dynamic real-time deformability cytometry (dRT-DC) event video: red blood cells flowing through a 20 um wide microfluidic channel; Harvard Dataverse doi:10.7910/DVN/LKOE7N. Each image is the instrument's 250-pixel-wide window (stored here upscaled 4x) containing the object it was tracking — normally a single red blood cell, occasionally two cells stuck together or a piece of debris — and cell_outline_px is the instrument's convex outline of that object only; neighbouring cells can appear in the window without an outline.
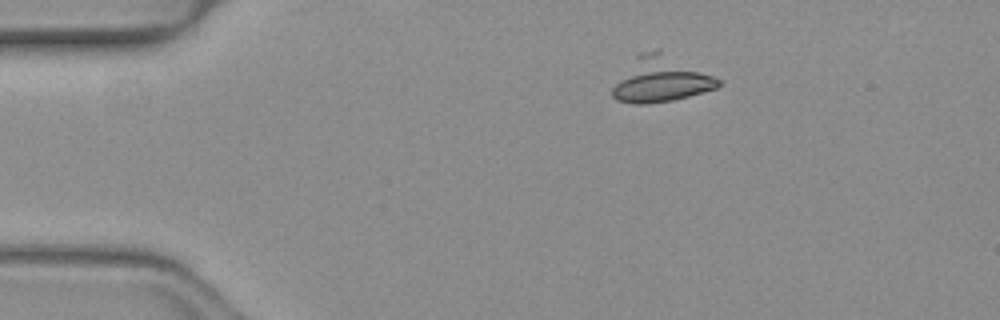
{"species": "common noctule bat (a hibernating species)", "species_latin": "Nyctalus noctula", "temperature_condition": "warm", "stored_images_in_passage": 44, "camera_frame_rate_fps": 3000, "um_per_image_px": 0.085, "animal": {"sex": "female", "body_mass_g": 19.3, "forearm_length_mm": 54.1}, "frame": {"image": 1, "passage_image": 1, "time_ms": 0.0, "image_size_px": [1000, 320], "cell_outline_px": [[724, 80], [716, 88], [688, 96], [672, 100], [648, 104], [636, 104], [616, 100], [612, 96], [612, 88], [636, 56], [640, 52], [660, 52]], "centroid_in_image_um": [56.18, 6.8], "position_along_channel_um": 28.8, "area_um2": 26.99}}